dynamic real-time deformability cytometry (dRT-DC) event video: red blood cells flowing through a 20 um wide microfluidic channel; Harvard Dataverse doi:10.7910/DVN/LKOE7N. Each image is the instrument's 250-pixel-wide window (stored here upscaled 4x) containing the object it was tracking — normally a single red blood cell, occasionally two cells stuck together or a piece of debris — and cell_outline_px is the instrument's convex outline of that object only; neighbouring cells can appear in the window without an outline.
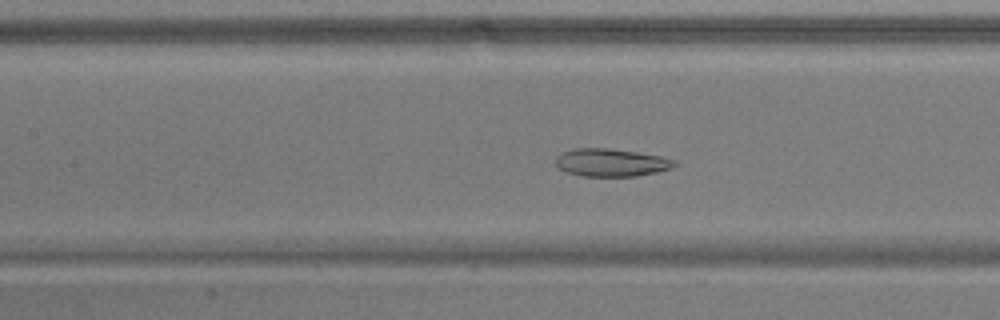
{"species": "common noctule bat (a hibernating species)", "species_latin": "Nyctalus noctula", "temperature_condition": "warm", "stored_images_in_passage": 55, "camera_frame_rate_fps": 3000, "um_per_image_px": 0.085, "animal": {"sex": "male", "body_mass_g": 17.9}, "frame": {"image": 1, "passage_image": 25, "time_ms": 8.0, "image_size_px": [1000, 320], "cell_outline_px": [[676, 164], [672, 168], [656, 172], [636, 176], [584, 176], [564, 172], [556, 164], [556, 156], [564, 152], [576, 148], [608, 148], [636, 152], [660, 156], [676, 160]], "centroid_in_image_um": [51.95, 13.82], "position_along_channel_um": 155.5, "area_um2": 19.13}}
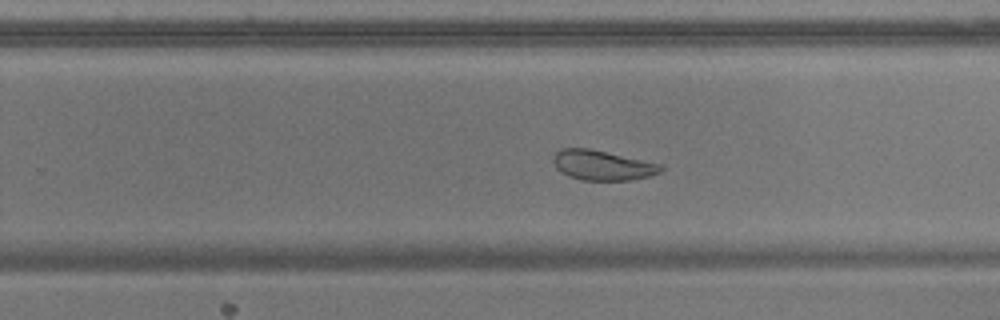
{"frame": {"image": 2, "passage_image": 35, "time_ms": 11.333, "image_size_px": [1000, 320], "cell_outline_px": [[664, 168], [660, 172], [648, 176], [628, 180], [584, 180], [568, 176], [556, 168], [552, 160], [552, 156], [560, 148], [588, 148], [664, 164]], "centroid_in_image_um": [51.2, 14.03], "position_along_channel_um": 278.6, "area_um2": 18.79}}
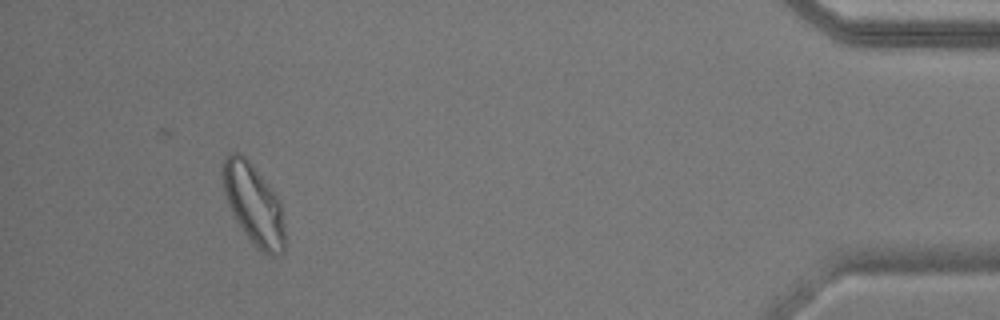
{"frame": {"image": 3, "passage_image": 51, "time_ms": 16.667, "image_size_px": [1000, 320], "cell_outline_px": [[284, 252], [280, 256], [272, 256], [260, 252], [244, 232], [236, 220], [228, 204], [224, 192], [224, 156], [228, 152], [240, 152], [252, 164], [272, 192], [280, 204], [284, 224]], "centroid_in_image_um": [21.56, 17.41], "position_along_channel_um": 413.6, "area_um2": 28.5}, "authors_computed_cell_mechanics": {"area_um2": 26.1834, "velocity_mm_per_s": 3.7083, "shape_relaxation_time_tau1_ms": null, "shape_relaxation_time_tau2_ms": 1.7894, "deformation_change_tau1": null, "deformation_change_tau2": 0.0702}}